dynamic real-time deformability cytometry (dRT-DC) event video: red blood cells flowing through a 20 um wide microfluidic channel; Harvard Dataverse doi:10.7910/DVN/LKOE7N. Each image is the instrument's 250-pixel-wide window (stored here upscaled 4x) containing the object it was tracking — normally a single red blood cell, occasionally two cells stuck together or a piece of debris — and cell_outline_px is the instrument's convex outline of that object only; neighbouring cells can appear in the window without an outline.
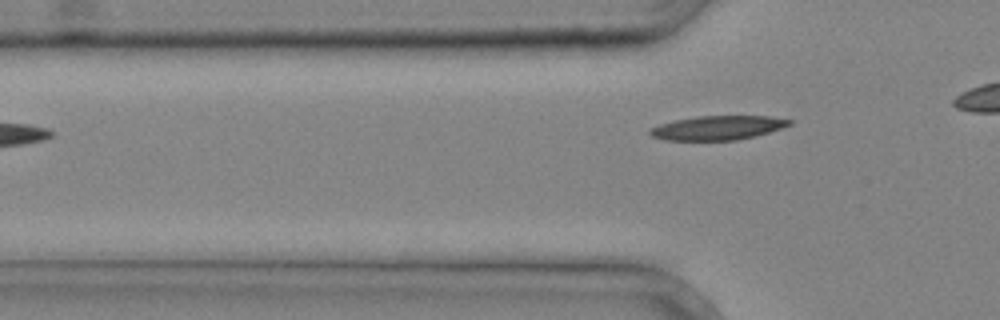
{"species": "common noctule bat (a hibernating species)", "species_latin": "Nyctalus noctula", "temperature_condition": "cold", "stored_images_in_passage": 4, "camera_frame_rate_fps": 3000, "um_per_image_px": 0.085, "animal": {"sex": "male", "body_mass_g": 20.4}, "frame": {"image": 1, "passage_image": 4, "time_ms": 1.0, "image_size_px": [1000, 320], "cell_outline_px": [[792, 124], [756, 136], [736, 140], [664, 140], [652, 136], [648, 132], [648, 128], [660, 124], [676, 120], [696, 116], [768, 116], [792, 120]], "centroid_in_image_um": [60.97, 10.86], "position_along_channel_um": 64.8, "area_um2": 19.54}}